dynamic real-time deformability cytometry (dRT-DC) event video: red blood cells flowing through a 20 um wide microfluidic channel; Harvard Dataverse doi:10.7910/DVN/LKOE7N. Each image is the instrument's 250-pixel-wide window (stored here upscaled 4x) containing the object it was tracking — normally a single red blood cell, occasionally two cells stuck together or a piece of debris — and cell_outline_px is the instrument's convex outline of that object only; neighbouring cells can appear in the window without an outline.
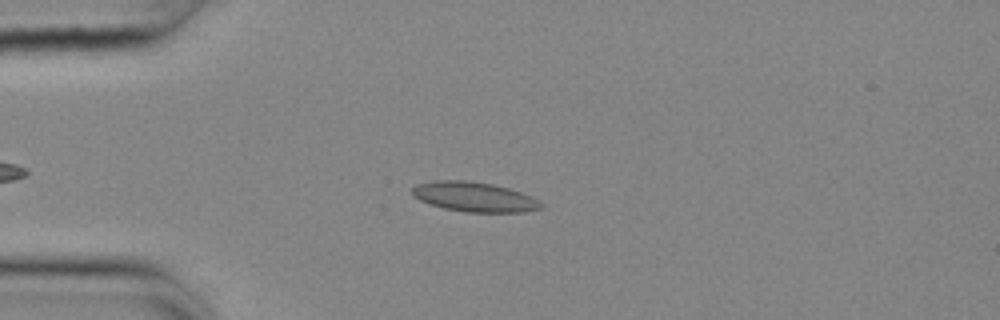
{"species": "common noctule bat (a hibernating species)", "species_latin": "Nyctalus noctula", "temperature_condition": "cold", "stored_images_in_passage": 44, "camera_frame_rate_fps": 3000, "um_per_image_px": 0.085, "animal": {"sex": "female", "body_mass_g": 25.1}, "frame": {"image": 1, "passage_image": 10, "time_ms": 3.0, "image_size_px": [1000, 320], "cell_outline_px": [[544, 208], [524, 212], [464, 212], [444, 208], [420, 200], [412, 196], [412, 188], [416, 184], [436, 180], [464, 180], [492, 184], [508, 188], [520, 192], [544, 204]], "centroid_in_image_um": [40.3, 16.74], "position_along_channel_um": 44.7, "area_um2": 22.2}}
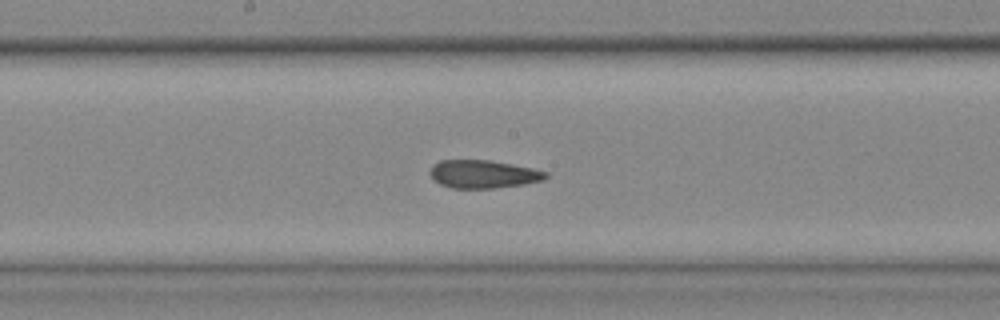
{"frame": {"image": 2, "passage_image": 25, "time_ms": 8.0, "image_size_px": [1000, 320], "cell_outline_px": [[548, 176], [544, 180], [524, 184], [492, 188], [452, 188], [440, 184], [428, 172], [432, 164], [440, 160], [492, 160], [532, 168], [548, 172]], "centroid_in_image_um": [41.07, 14.79], "position_along_channel_um": 207.1, "area_um2": 18.96}}
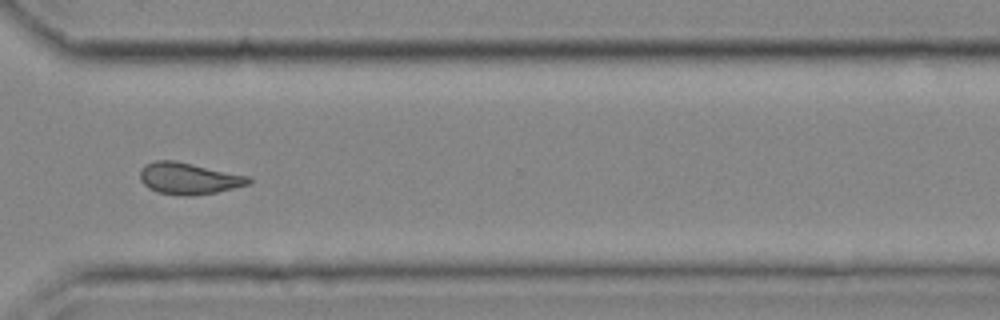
{"frame": {"image": 3, "passage_image": 37, "time_ms": 12.0, "image_size_px": [1000, 320], "cell_outline_px": [[252, 180], [248, 184], [216, 192], [188, 196], [156, 192], [148, 188], [140, 180], [140, 168], [144, 164], [156, 160], [176, 160], [248, 176]], "centroid_in_image_um": [15.98, 15.15], "position_along_channel_um": 354.6, "area_um2": 19.94}, "authors_computed_cell_mechanics": {"area_um2": 20.0855, "velocity_mm_per_s": 3.6661, "shape_relaxation_time_tau1_ms": null, "shape_relaxation_time_tau2_ms": 3.587, "deformation_change_tau1": null, "deformation_change_tau2": 0.0894}}